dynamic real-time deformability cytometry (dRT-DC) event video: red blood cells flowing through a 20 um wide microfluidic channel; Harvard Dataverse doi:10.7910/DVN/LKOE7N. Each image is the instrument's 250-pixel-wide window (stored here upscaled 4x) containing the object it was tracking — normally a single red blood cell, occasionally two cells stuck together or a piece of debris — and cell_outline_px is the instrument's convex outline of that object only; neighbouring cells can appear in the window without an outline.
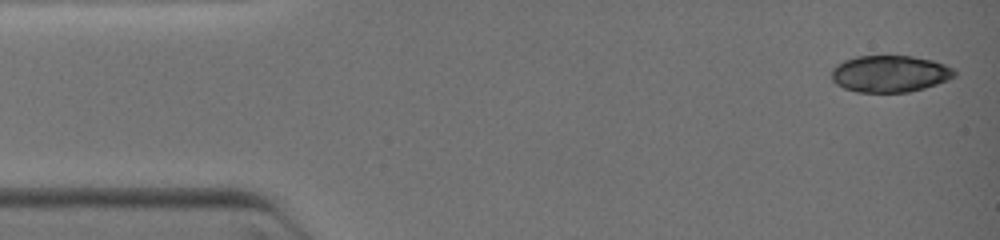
{"species": "common noctule bat (a hibernating species)", "species_latin": "Nyctalus noctula", "temperature_condition": "warm", "stored_images_in_passage": 3, "camera_frame_rate_fps": 3000, "um_per_image_px": 0.085, "animal": {"sex": "female", "body_mass_g": 19.0, "forearm_length_mm": 51.5}, "frame": {"image": 1, "passage_image": 1, "time_ms": 0.0, "image_size_px": [1000, 240], "cell_outline_px": [[956, 76], [948, 80], [924, 88], [908, 92], [856, 92], [844, 88], [836, 84], [832, 80], [832, 68], [836, 64], [844, 60], [856, 56], [912, 56], [932, 60], [944, 64], [952, 68], [956, 72]], "centroid_in_image_um": [75.63, 6.27], "position_along_channel_um": 9.4, "area_um2": 26.41}}